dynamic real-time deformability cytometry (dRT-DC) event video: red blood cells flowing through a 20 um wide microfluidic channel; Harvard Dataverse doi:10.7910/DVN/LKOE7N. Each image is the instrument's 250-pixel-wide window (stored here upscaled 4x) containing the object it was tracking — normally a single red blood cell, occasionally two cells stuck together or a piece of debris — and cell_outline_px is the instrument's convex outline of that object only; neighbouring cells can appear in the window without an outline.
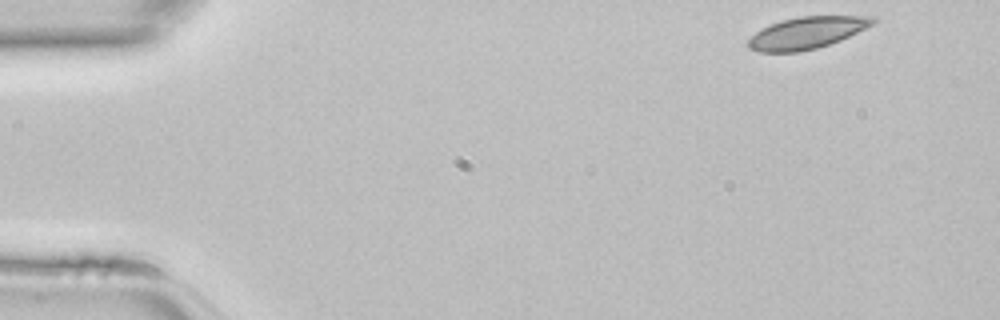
{"species": "common noctule bat (a hibernating species)", "species_latin": "Nyctalus noctula", "temperature_condition": "room temperature", "stored_images_in_passage": 10, "camera_frame_rate_fps": 3000, "um_per_image_px": 0.085, "animal": {"sex": "female", "body_mass_g": 22.7, "forearm_length_mm": 54.2}, "frame": {"image": 1, "passage_image": 1, "time_ms": 0.0, "image_size_px": [1000, 320], "cell_outline_px": [[880, 20], [876, 24], [840, 40], [816, 48], [800, 52], [760, 52], [748, 48], [748, 40], [756, 32], [772, 24], [784, 20], [800, 16], [876, 16]], "centroid_in_image_um": [68.66, 2.78], "position_along_channel_um": 16.3, "area_um2": 23.12}}